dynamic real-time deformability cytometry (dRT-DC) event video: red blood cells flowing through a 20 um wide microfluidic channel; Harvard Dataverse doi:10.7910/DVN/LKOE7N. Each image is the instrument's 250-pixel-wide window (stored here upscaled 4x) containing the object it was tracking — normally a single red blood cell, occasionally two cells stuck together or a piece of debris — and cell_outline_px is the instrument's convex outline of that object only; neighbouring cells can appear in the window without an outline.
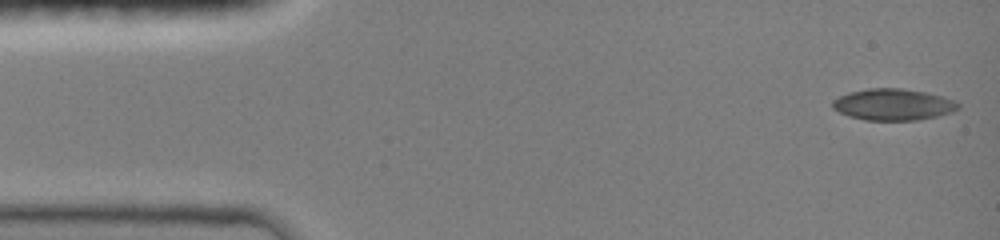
{"species": "common noctule bat (a hibernating species)", "species_latin": "Nyctalus noctula", "temperature_condition": "room temperature", "stored_images_in_passage": 37, "camera_frame_rate_fps": 3000, "um_per_image_px": 0.085, "animal": {"sex": "female", "body_mass_g": 19.0, "forearm_length_mm": 51.5}, "frame": {"image": 1, "passage_image": 1, "time_ms": 0.0, "image_size_px": [1000, 240], "cell_outline_px": [[960, 108], [952, 112], [936, 116], [916, 120], [864, 120], [848, 116], [832, 108], [832, 100], [848, 92], [868, 88], [900, 88], [924, 92], [944, 96], [960, 104]], "centroid_in_image_um": [75.9, 8.88], "position_along_channel_um": 9.1, "area_um2": 23.06}}
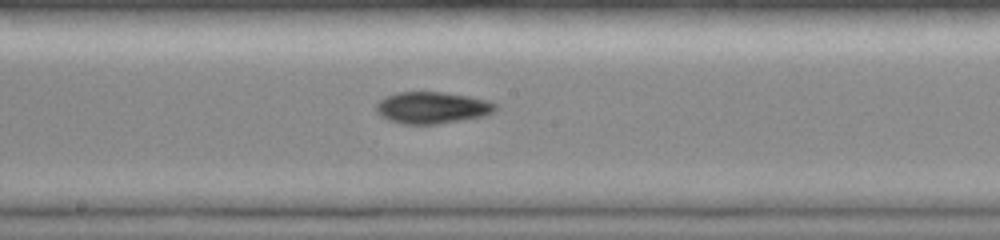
{"frame": {"image": 2, "passage_image": 22, "time_ms": 7.667, "image_size_px": [1000, 240], "cell_outline_px": [[500, 104], [492, 112], [484, 116], [436, 124], [404, 124], [388, 120], [380, 116], [376, 112], [376, 104], [384, 96], [396, 92], [440, 92], [468, 96], [488, 100]], "centroid_in_image_um": [36.71, 9.15], "position_along_channel_um": 211.5, "area_um2": 22.14}}
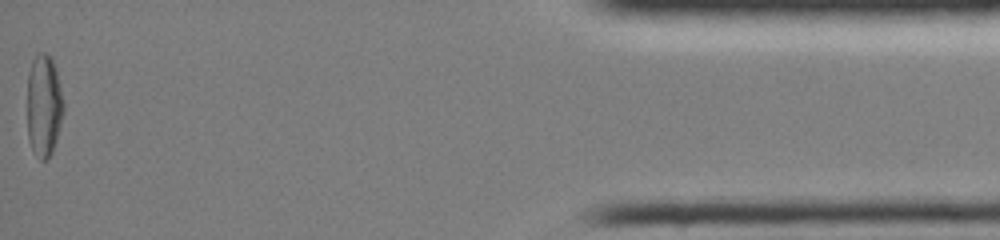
{"frame": {"image": 3, "passage_image": 37, "time_ms": 15.0, "image_size_px": [1000, 240], "cell_outline_px": [[64, 112], [56, 140], [52, 152], [48, 160], [40, 160], [32, 148], [28, 140], [28, 72], [32, 60], [40, 52], [48, 52], [52, 56], [56, 68], [64, 100]], "centroid_in_image_um": [3.75, 8.94], "position_along_channel_um": 431.5, "area_um2": 21.96}}